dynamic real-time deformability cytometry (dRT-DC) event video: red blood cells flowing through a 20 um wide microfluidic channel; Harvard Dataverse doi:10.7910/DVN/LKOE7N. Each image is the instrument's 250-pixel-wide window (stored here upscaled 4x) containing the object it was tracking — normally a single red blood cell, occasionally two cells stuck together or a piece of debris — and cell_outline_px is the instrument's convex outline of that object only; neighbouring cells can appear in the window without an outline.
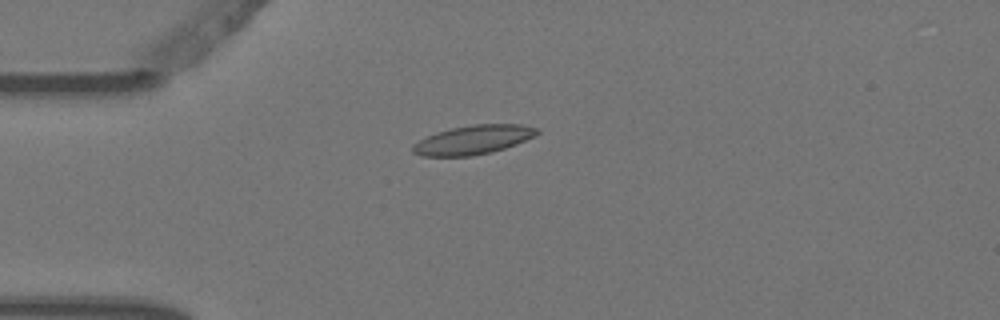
{"species": "Egyptian fruit bat (a non-hibernating species)", "species_latin": "Rousettus aegyptiacus", "temperature_condition": "warm", "stored_images_in_passage": 5, "camera_frame_rate_fps": 3000, "um_per_image_px": 0.085, "animal": {"sex": "female"}, "frame": {"image": 1, "passage_image": 4, "time_ms": 1.0, "image_size_px": [1000, 320], "cell_outline_px": [[540, 132], [516, 144], [492, 152], [472, 156], [420, 156], [412, 152], [412, 144], [436, 132], [452, 128], [472, 124], [520, 124], [536, 128]], "centroid_in_image_um": [40.18, 11.89], "position_along_channel_um": 44.8, "area_um2": 20.87}}